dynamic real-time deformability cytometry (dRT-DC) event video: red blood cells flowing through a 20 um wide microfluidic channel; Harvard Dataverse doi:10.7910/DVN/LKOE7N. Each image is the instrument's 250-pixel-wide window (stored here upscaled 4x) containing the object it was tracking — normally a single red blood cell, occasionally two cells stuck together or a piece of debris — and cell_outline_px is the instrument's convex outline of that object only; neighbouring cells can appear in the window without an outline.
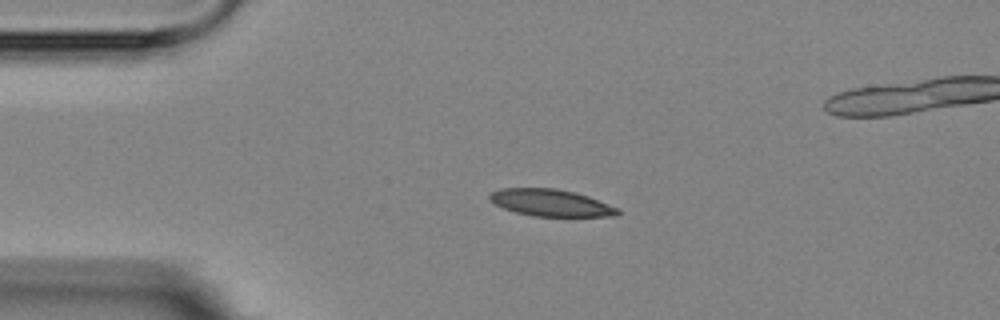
{"species": "Egyptian fruit bat (a non-hibernating species)", "species_latin": "Rousettus aegyptiacus", "temperature_condition": "room temperature", "stored_images_in_passage": 2, "camera_frame_rate_fps": 3000, "um_per_image_px": 0.085, "animal": {"sex": "female"}, "frame": {"image": 1, "passage_image": 1, "time_ms": 0.0, "image_size_px": [1000, 320], "cell_outline_px": [[620, 212], [616, 216], [532, 216], [516, 212], [504, 208], [488, 200], [488, 196], [492, 192], [500, 188], [556, 188], [576, 192], [588, 196], [620, 208]], "centroid_in_image_um": [46.83, 17.23], "position_along_channel_um": 38.2, "area_um2": 20.17}}